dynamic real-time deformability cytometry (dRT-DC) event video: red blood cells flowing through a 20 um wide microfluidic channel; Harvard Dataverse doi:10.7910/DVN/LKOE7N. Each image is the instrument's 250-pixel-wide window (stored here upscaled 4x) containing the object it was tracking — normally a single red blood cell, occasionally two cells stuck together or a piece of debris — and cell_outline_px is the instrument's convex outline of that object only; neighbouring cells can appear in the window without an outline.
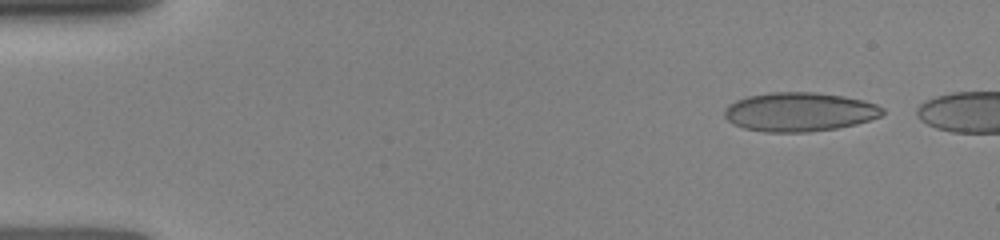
{"species": "human", "species_latin": "Homo sapiens", "temperature_condition": "room temperature", "stored_images_in_passage": 10, "camera_frame_rate_fps": 3000, "um_per_image_px": 0.085, "donor": {"sex": "female"}, "frame": {"image": 1, "passage_image": 2, "time_ms": 1.0, "image_size_px": [1000, 240], "cell_outline_px": [[884, 112], [880, 116], [856, 124], [836, 128], [808, 132], [764, 132], [744, 128], [732, 124], [724, 116], [724, 108], [728, 104], [736, 100], [748, 96], [772, 92], [816, 92], [844, 96], [864, 100], [876, 104], [884, 108]], "centroid_in_image_um": [67.93, 9.51], "position_along_channel_um": 17.1, "area_um2": 36.07}}
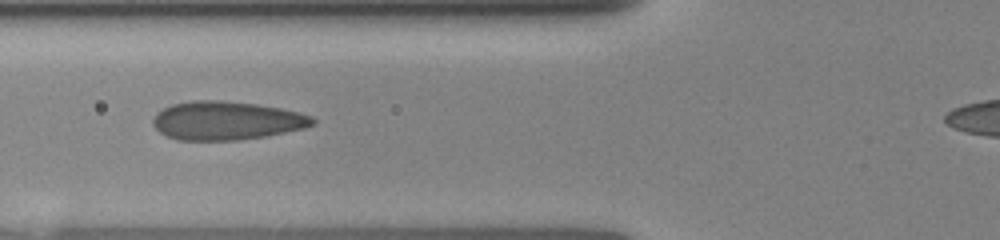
{"frame": {"image": 2, "passage_image": 7, "time_ms": 5.667, "image_size_px": [1000, 240], "cell_outline_px": [[316, 124], [304, 128], [264, 136], [236, 140], [180, 140], [168, 136], [160, 132], [152, 124], [152, 120], [156, 112], [172, 104], [192, 100], [220, 100], [256, 104], [280, 108], [312, 116], [316, 120]], "centroid_in_image_um": [19.23, 10.24], "position_along_channel_um": 106.6, "area_um2": 35.72}}
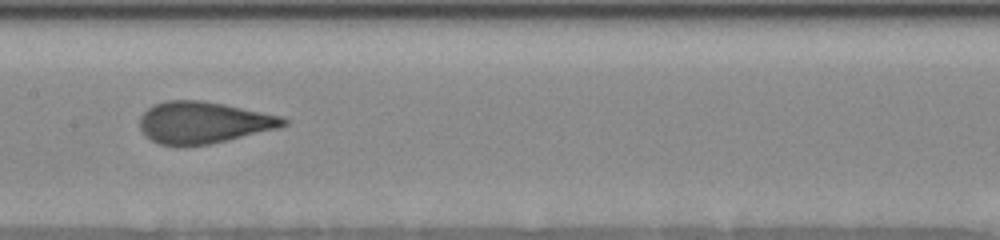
{"frame": {"image": 3, "passage_image": 9, "time_ms": 7.667, "image_size_px": [1000, 240], "cell_outline_px": [[288, 124], [280, 128], [208, 144], [184, 148], [180, 148], [160, 144], [152, 140], [140, 128], [140, 116], [148, 108], [164, 100], [204, 100], [224, 104], [280, 116], [288, 120]], "centroid_in_image_um": [17.28, 10.43], "position_along_channel_um": 190.1, "area_um2": 35.08}}